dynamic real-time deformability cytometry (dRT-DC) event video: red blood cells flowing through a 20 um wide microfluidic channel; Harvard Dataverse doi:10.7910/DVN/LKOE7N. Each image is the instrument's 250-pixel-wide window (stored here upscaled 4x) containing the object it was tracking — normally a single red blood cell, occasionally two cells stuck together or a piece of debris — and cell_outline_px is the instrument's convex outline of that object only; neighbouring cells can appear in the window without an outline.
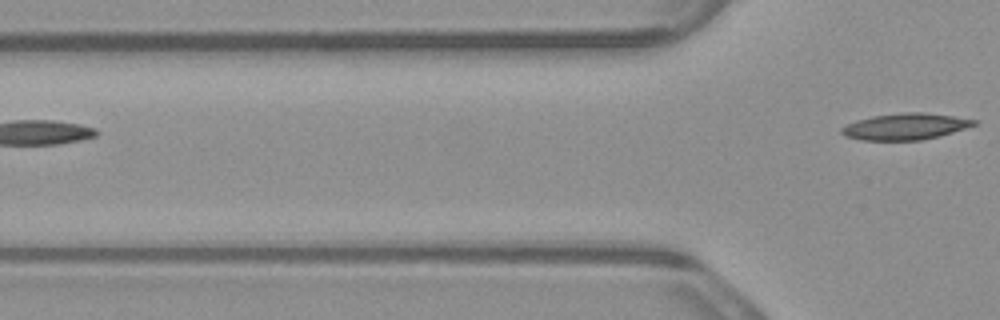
{"species": "common noctule bat (a hibernating species)", "species_latin": "Nyctalus noctula", "temperature_condition": "warm", "stored_images_in_passage": 3, "camera_frame_rate_fps": 3000, "um_per_image_px": 0.085, "animal": {"sex": "male", "body_mass_g": 23.1, "forearm_length_mm": 52.7}, "frame": {"image": 1, "passage_image": 3, "time_ms": 0.667, "image_size_px": [1000, 320], "cell_outline_px": [[976, 124], [940, 136], [920, 140], [860, 140], [844, 136], [840, 132], [840, 128], [856, 120], [872, 116], [904, 112], [924, 112], [952, 116], [976, 120]], "centroid_in_image_um": [76.89, 10.75], "position_along_channel_um": 48.9, "area_um2": 20.23}}